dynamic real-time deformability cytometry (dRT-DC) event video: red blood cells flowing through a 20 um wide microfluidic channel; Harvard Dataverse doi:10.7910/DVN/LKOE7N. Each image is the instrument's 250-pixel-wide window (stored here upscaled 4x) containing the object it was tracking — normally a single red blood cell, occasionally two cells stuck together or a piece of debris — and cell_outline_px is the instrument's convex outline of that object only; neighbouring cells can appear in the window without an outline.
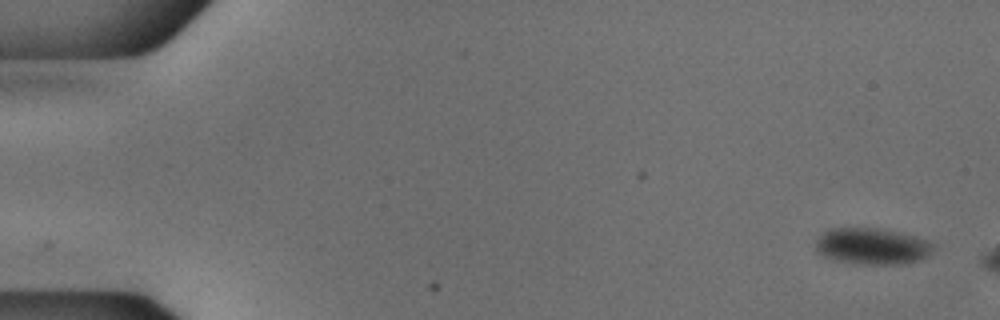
{"species": "common noctule bat (a hibernating species)", "species_latin": "Nyctalus noctula", "temperature_condition": "cold", "stored_images_in_passage": 12, "camera_frame_rate_fps": 3000, "um_per_image_px": 0.085, "animal": {"sex": "male", "body_mass_g": 18.8}, "frame": {"image": 1, "passage_image": 1, "time_ms": 0.0, "image_size_px": [1000, 320], "cell_outline_px": [[932, 248], [920, 260], [904, 264], [856, 264], [836, 260], [824, 256], [816, 252], [816, 240], [828, 228], [880, 228], [900, 232], [916, 236], [932, 244]], "centroid_in_image_um": [74.07, 20.92], "position_along_channel_um": 10.9, "area_um2": 24.8}}